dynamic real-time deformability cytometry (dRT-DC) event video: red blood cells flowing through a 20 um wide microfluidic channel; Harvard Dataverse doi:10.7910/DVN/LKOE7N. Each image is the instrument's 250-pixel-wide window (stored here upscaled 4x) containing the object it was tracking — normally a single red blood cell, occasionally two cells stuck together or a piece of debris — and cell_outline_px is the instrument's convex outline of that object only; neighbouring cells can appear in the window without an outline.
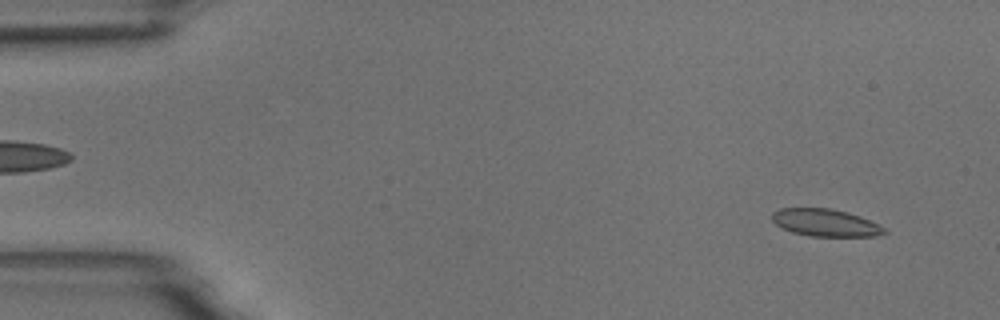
{"species": "common noctule bat (a hibernating species)", "species_latin": "Nyctalus noctula", "temperature_condition": "room temperature", "stored_images_in_passage": 7, "camera_frame_rate_fps": 3000, "um_per_image_px": 0.085, "animal": {"sex": "male", "body_mass_g": 18.8}, "frame": {"image": 1, "passage_image": 1, "time_ms": 0.0, "image_size_px": [1000, 320], "cell_outline_px": [[888, 232], [876, 236], [808, 236], [792, 232], [780, 228], [772, 220], [772, 212], [780, 208], [832, 208], [848, 212], [860, 216], [880, 224]], "centroid_in_image_um": [70.15, 18.93], "position_along_channel_um": 14.8, "area_um2": 18.09}}
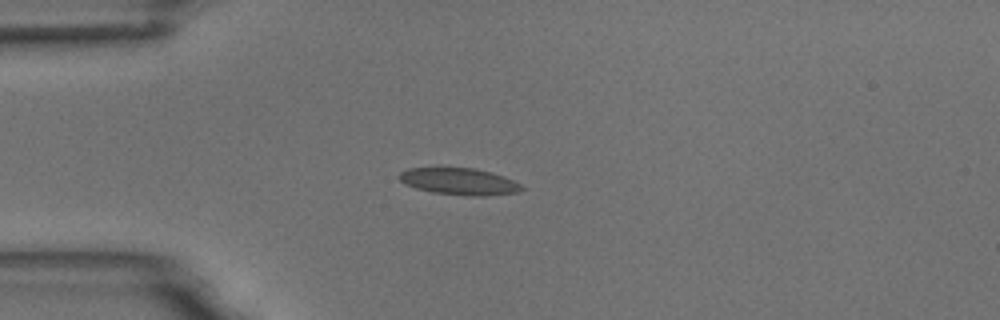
{"frame": {"image": 2, "passage_image": 4, "time_ms": 3.333, "image_size_px": [1000, 320], "cell_outline_px": [[524, 188], [520, 192], [484, 196], [468, 196], [432, 192], [416, 188], [404, 184], [396, 176], [400, 172], [408, 168], [440, 164], [476, 168], [504, 176], [520, 184]], "centroid_in_image_um": [38.94, 15.36], "position_along_channel_um": 46.1, "area_um2": 20.17}}